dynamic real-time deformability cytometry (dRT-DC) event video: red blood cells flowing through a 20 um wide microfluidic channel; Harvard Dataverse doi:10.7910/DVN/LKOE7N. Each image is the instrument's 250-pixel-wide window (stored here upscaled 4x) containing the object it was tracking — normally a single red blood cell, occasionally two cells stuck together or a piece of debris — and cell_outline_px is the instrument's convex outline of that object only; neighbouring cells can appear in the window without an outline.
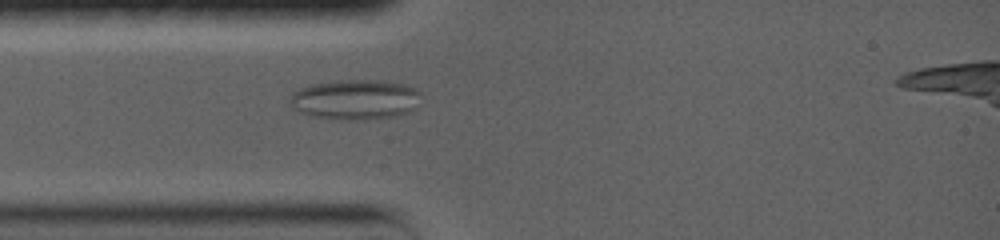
{"species": "common noctule bat (a hibernating species)", "species_latin": "Nyctalus noctula", "temperature_condition": "warm", "stored_images_in_passage": 69, "segment_of_instrument_passage": [1, 2], "camera_frame_rate_fps": 5000, "um_per_image_px": 0.085, "animal": {"sex": "female", "body_mass_g": 19.0, "forearm_length_mm": 56.7}, "frame": {"image": 1, "passage_image": 31, "time_ms": 3.8, "image_size_px": [1000, 240], "cell_outline_px": [[420, 92], [412, 108], [396, 116], [364, 120], [348, 120], [312, 116], [296, 112], [288, 104], [288, 100], [292, 92], [300, 88], [312, 84], [340, 80], [384, 80], [408, 84]], "centroid_in_image_um": [30.1, 8.45], "position_along_channel_um": 54.9, "area_um2": 30.69}}
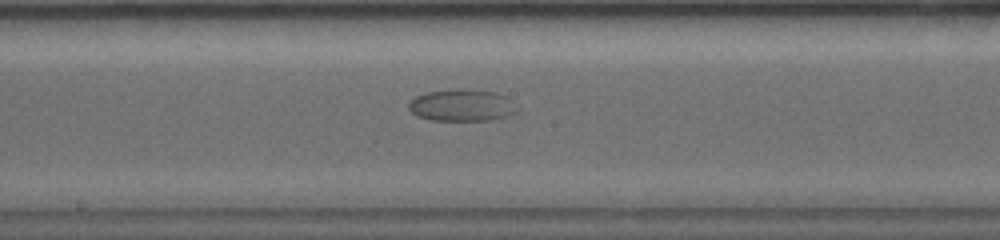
{"frame": {"image": 2, "passage_image": 55, "time_ms": 8.6, "image_size_px": [1000, 240], "cell_outline_px": [[520, 112], [508, 116], [488, 120], [432, 120], [416, 116], [408, 108], [408, 104], [416, 96], [428, 92], [456, 88], [468, 88], [496, 92], [508, 96], [520, 108]], "centroid_in_image_um": [39.34, 8.93], "position_along_channel_um": 208.9, "area_um2": 20.63}}
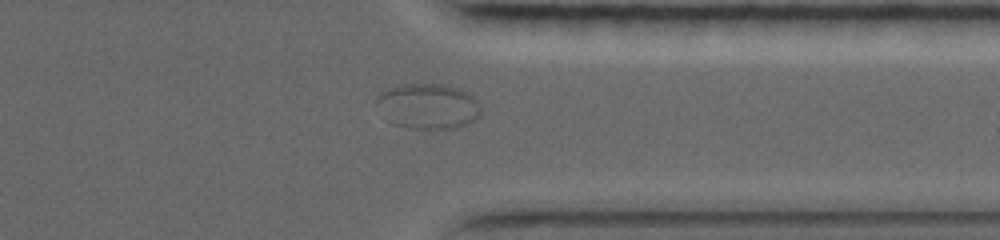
{"frame": {"image": 3, "passage_image": 64, "time_ms": 13.8, "image_size_px": [1000, 240], "cell_outline_px": [[480, 116], [464, 124], [452, 128], [412, 128], [392, 124], [384, 120], [376, 100], [376, 96], [380, 92], [396, 84], [444, 84], [460, 88], [472, 96], [480, 104]], "centroid_in_image_um": [36.32, 9.01], "position_along_channel_um": 375.1, "area_um2": 27.69}}